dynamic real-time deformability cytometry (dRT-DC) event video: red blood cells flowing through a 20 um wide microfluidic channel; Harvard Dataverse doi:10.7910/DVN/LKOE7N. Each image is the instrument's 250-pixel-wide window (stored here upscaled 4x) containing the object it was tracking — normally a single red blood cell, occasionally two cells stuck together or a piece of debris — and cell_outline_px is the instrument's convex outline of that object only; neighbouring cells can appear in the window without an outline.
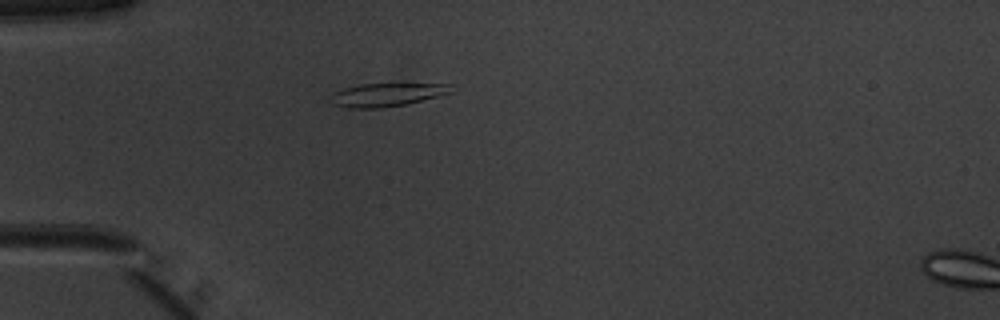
{"species": "common noctule bat (a hibernating species)", "species_latin": "Nyctalus noctula", "temperature_condition": "warm", "stored_images_in_passage": 37, "camera_frame_rate_fps": 3000, "um_per_image_px": 0.085, "animal": {"sex": "male", "body_mass_g": 20.1, "forearm_length_mm": 53.5}, "frame": {"image": 1, "passage_image": 1, "time_ms": 0.0, "image_size_px": [1000, 320], "cell_outline_px": [[452, 92], [408, 104], [384, 108], [348, 108], [332, 104], [328, 100], [328, 96], [332, 92], [344, 88], [360, 84], [452, 84]], "centroid_in_image_um": [32.8, 8.06], "position_along_channel_um": 52.2, "area_um2": 16.53}}
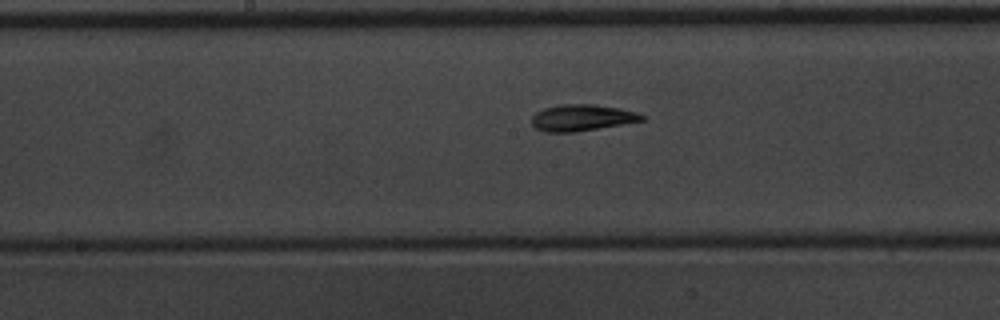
{"frame": {"image": 2, "passage_image": 13, "time_ms": 4.0, "image_size_px": [1000, 320], "cell_outline_px": [[644, 120], [572, 132], [544, 132], [536, 128], [532, 124], [532, 116], [536, 112], [544, 108], [560, 104], [592, 104], [620, 108], [636, 112], [644, 116]], "centroid_in_image_um": [49.41, 9.99], "position_along_channel_um": 198.8, "area_um2": 16.7}}
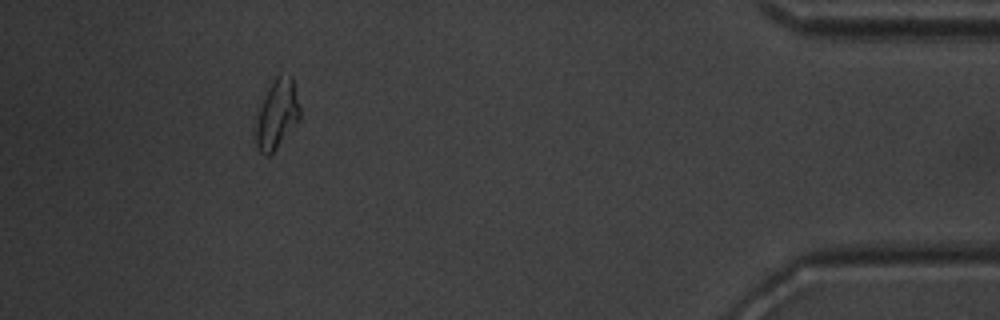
{"frame": {"image": 3, "passage_image": 33, "time_ms": 10.667, "image_size_px": [1000, 320], "cell_outline_px": [[300, 120], [276, 148], [268, 156], [264, 156], [260, 152], [256, 144], [256, 120], [264, 96], [268, 88], [276, 76], [280, 72], [292, 76], [300, 108]], "centroid_in_image_um": [23.56, 9.69], "position_along_channel_um": 411.6, "area_um2": 17.74}, "authors_computed_cell_mechanics": {"area_um2": 16.5308, "velocity_mm_per_s": 3.9912, "shape_relaxation_time_tau1_ms": 3.9646, "shape_relaxation_time_tau2_ms": 2.6037, "deformation_change_tau1": 0.1541, "deformation_change_tau2": 0.0917}}